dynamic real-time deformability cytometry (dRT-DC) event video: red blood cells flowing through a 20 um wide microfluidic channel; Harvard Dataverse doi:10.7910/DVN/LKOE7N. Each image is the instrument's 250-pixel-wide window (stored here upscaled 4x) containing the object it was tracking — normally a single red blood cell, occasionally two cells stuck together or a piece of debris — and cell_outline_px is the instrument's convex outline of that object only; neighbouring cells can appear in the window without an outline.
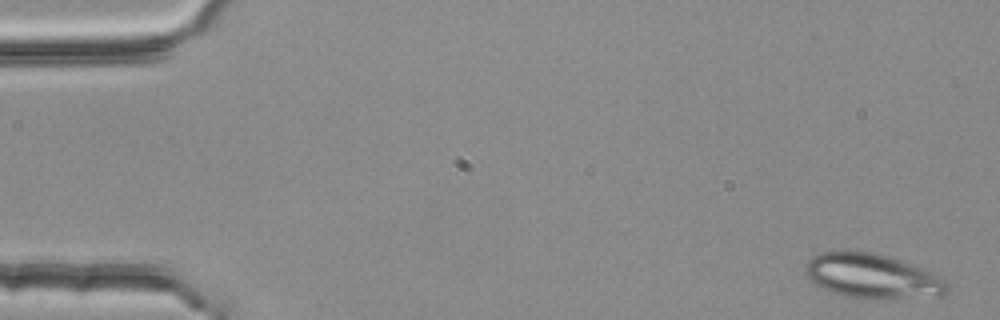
{"species": "common noctule bat (a hibernating species)", "species_latin": "Nyctalus noctula", "temperature_condition": "room temperature", "stored_images_in_passage": 5, "camera_frame_rate_fps": 3000, "um_per_image_px": 0.085, "animal": {"sex": "female", "body_mass_g": 25.1}, "frame": {"image": 1, "passage_image": 1, "time_ms": 0.0, "image_size_px": [1000, 320], "cell_outline_px": [[948, 288], [940, 296], [888, 300], [860, 300], [844, 296], [832, 292], [816, 284], [804, 272], [804, 264], [812, 256], [820, 252], [868, 252], [884, 256], [932, 272], [940, 276], [948, 284]], "centroid_in_image_um": [74.13, 23.53], "position_along_channel_um": 10.9, "area_um2": 36.82}}